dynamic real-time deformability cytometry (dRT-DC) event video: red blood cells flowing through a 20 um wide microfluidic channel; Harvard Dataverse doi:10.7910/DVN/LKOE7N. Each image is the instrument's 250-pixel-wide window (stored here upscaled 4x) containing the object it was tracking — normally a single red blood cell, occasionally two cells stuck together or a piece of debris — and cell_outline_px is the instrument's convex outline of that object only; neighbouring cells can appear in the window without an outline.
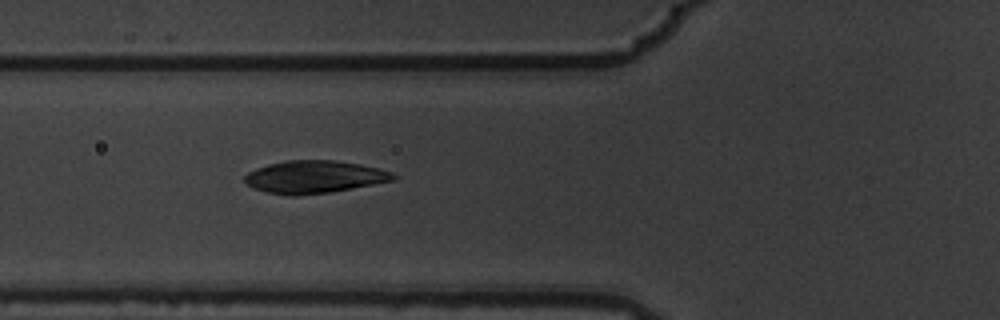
{"species": "common noctule bat (a hibernating species)", "species_latin": "Nyctalus noctula", "temperature_condition": "warm", "stored_images_in_passage": 6, "camera_frame_rate_fps": 3000, "um_per_image_px": 0.085, "animal": {"sex": "male", "body_mass_g": 19.5, "forearm_length_mm": 54.6}, "frame": {"image": 1, "passage_image": 6, "time_ms": 1.667, "image_size_px": [1000, 320], "cell_outline_px": [[396, 180], [352, 188], [328, 192], [296, 196], [292, 196], [268, 192], [256, 188], [248, 184], [244, 180], [244, 176], [248, 172], [256, 168], [268, 164], [284, 160], [332, 160], [360, 164], [380, 168], [392, 172], [396, 176]], "centroid_in_image_um": [26.73, 15.02], "position_along_channel_um": 99.1, "area_um2": 28.09}}